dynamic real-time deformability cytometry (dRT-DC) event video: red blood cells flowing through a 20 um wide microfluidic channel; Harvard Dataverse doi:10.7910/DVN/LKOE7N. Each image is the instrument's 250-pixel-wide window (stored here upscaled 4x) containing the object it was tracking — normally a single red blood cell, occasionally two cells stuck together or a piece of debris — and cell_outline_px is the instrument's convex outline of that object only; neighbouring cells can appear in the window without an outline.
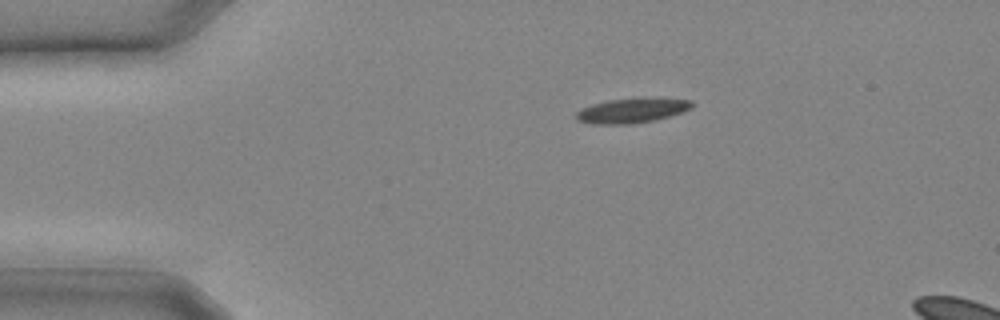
{"species": "common noctule bat (a hibernating species)", "species_latin": "Nyctalus noctula", "temperature_condition": "cold", "stored_images_in_passage": 4, "camera_frame_rate_fps": 3000, "um_per_image_px": 0.085, "animal": {"sex": "male", "body_mass_g": 20.4}, "frame": {"image": 1, "passage_image": 1, "time_ms": 0.0, "image_size_px": [1000, 320], "cell_outline_px": [[692, 108], [656, 120], [628, 124], [592, 124], [576, 120], [576, 112], [580, 108], [592, 104], [608, 100], [692, 100]], "centroid_in_image_um": [53.59, 9.44], "position_along_channel_um": 31.4, "area_um2": 15.84}}